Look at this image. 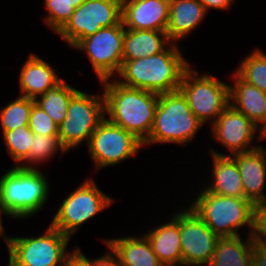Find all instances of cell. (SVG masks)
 Returning <instances> with one entry per match:
<instances>
[{"instance_id":"6da1fadb","label":"cell","mask_w":266,"mask_h":266,"mask_svg":"<svg viewBox=\"0 0 266 266\" xmlns=\"http://www.w3.org/2000/svg\"><path fill=\"white\" fill-rule=\"evenodd\" d=\"M112 81H101L104 85L105 116L144 142L153 127L159 94Z\"/></svg>"},{"instance_id":"7a4b0ae2","label":"cell","mask_w":266,"mask_h":266,"mask_svg":"<svg viewBox=\"0 0 266 266\" xmlns=\"http://www.w3.org/2000/svg\"><path fill=\"white\" fill-rule=\"evenodd\" d=\"M170 43L152 56L123 61L117 80L121 84L156 94L178 91L183 73L190 67L181 51Z\"/></svg>"},{"instance_id":"3957f363","label":"cell","mask_w":266,"mask_h":266,"mask_svg":"<svg viewBox=\"0 0 266 266\" xmlns=\"http://www.w3.org/2000/svg\"><path fill=\"white\" fill-rule=\"evenodd\" d=\"M48 183L38 168L12 167L0 178V207L9 217H30L47 203Z\"/></svg>"},{"instance_id":"277c9868","label":"cell","mask_w":266,"mask_h":266,"mask_svg":"<svg viewBox=\"0 0 266 266\" xmlns=\"http://www.w3.org/2000/svg\"><path fill=\"white\" fill-rule=\"evenodd\" d=\"M202 125L179 90L159 94L153 127L143 146L157 143L186 145Z\"/></svg>"},{"instance_id":"5b68a950","label":"cell","mask_w":266,"mask_h":266,"mask_svg":"<svg viewBox=\"0 0 266 266\" xmlns=\"http://www.w3.org/2000/svg\"><path fill=\"white\" fill-rule=\"evenodd\" d=\"M189 207L219 237L237 236L244 226L253 229V203L245 198L223 196L205 188Z\"/></svg>"},{"instance_id":"8992f818","label":"cell","mask_w":266,"mask_h":266,"mask_svg":"<svg viewBox=\"0 0 266 266\" xmlns=\"http://www.w3.org/2000/svg\"><path fill=\"white\" fill-rule=\"evenodd\" d=\"M178 90L202 124L209 120L212 125L230 105V85L207 73L199 75L191 66L183 73Z\"/></svg>"},{"instance_id":"52a82bcc","label":"cell","mask_w":266,"mask_h":266,"mask_svg":"<svg viewBox=\"0 0 266 266\" xmlns=\"http://www.w3.org/2000/svg\"><path fill=\"white\" fill-rule=\"evenodd\" d=\"M113 201L98 188L94 179L88 178L65 197L50 225L71 238L83 223L107 209Z\"/></svg>"},{"instance_id":"ba28073f","label":"cell","mask_w":266,"mask_h":266,"mask_svg":"<svg viewBox=\"0 0 266 266\" xmlns=\"http://www.w3.org/2000/svg\"><path fill=\"white\" fill-rule=\"evenodd\" d=\"M105 118L104 95L78 91L69 102L66 118L59 126V136L67 151L82 142L88 145L91 135Z\"/></svg>"},{"instance_id":"9c48e42d","label":"cell","mask_w":266,"mask_h":266,"mask_svg":"<svg viewBox=\"0 0 266 266\" xmlns=\"http://www.w3.org/2000/svg\"><path fill=\"white\" fill-rule=\"evenodd\" d=\"M70 237L48 226L36 237H11L9 259L12 266H62Z\"/></svg>"},{"instance_id":"30bf717a","label":"cell","mask_w":266,"mask_h":266,"mask_svg":"<svg viewBox=\"0 0 266 266\" xmlns=\"http://www.w3.org/2000/svg\"><path fill=\"white\" fill-rule=\"evenodd\" d=\"M121 21L122 0H85L56 34L74 47L81 39Z\"/></svg>"},{"instance_id":"8fae6325","label":"cell","mask_w":266,"mask_h":266,"mask_svg":"<svg viewBox=\"0 0 266 266\" xmlns=\"http://www.w3.org/2000/svg\"><path fill=\"white\" fill-rule=\"evenodd\" d=\"M143 146L133 133L112 123L106 117L91 135L88 152L95 170L115 166L123 160L135 156Z\"/></svg>"},{"instance_id":"7c38bea8","label":"cell","mask_w":266,"mask_h":266,"mask_svg":"<svg viewBox=\"0 0 266 266\" xmlns=\"http://www.w3.org/2000/svg\"><path fill=\"white\" fill-rule=\"evenodd\" d=\"M123 21L118 25L103 27L95 34L81 39L76 50L86 52L100 82L111 79L120 72L123 65Z\"/></svg>"},{"instance_id":"4fadbf2b","label":"cell","mask_w":266,"mask_h":266,"mask_svg":"<svg viewBox=\"0 0 266 266\" xmlns=\"http://www.w3.org/2000/svg\"><path fill=\"white\" fill-rule=\"evenodd\" d=\"M217 236L189 207L180 211L182 265H209L216 248Z\"/></svg>"},{"instance_id":"5bb4252c","label":"cell","mask_w":266,"mask_h":266,"mask_svg":"<svg viewBox=\"0 0 266 266\" xmlns=\"http://www.w3.org/2000/svg\"><path fill=\"white\" fill-rule=\"evenodd\" d=\"M212 138L223 144L230 156L236 153L253 150L259 145L251 146L254 137L261 140V129L244 114L229 105L211 125ZM259 131V132H258ZM251 146V147H250Z\"/></svg>"},{"instance_id":"9a60e30c","label":"cell","mask_w":266,"mask_h":266,"mask_svg":"<svg viewBox=\"0 0 266 266\" xmlns=\"http://www.w3.org/2000/svg\"><path fill=\"white\" fill-rule=\"evenodd\" d=\"M169 11V0H122L125 29L166 32Z\"/></svg>"},{"instance_id":"2e32d148","label":"cell","mask_w":266,"mask_h":266,"mask_svg":"<svg viewBox=\"0 0 266 266\" xmlns=\"http://www.w3.org/2000/svg\"><path fill=\"white\" fill-rule=\"evenodd\" d=\"M239 167L243 182L244 198L252 203L266 200V148L259 147L231 155Z\"/></svg>"},{"instance_id":"e0dca14e","label":"cell","mask_w":266,"mask_h":266,"mask_svg":"<svg viewBox=\"0 0 266 266\" xmlns=\"http://www.w3.org/2000/svg\"><path fill=\"white\" fill-rule=\"evenodd\" d=\"M165 224L143 234L164 266H182L180 210Z\"/></svg>"},{"instance_id":"ac0fdd59","label":"cell","mask_w":266,"mask_h":266,"mask_svg":"<svg viewBox=\"0 0 266 266\" xmlns=\"http://www.w3.org/2000/svg\"><path fill=\"white\" fill-rule=\"evenodd\" d=\"M20 70L21 96L34 100L62 80L50 63L34 53L28 56Z\"/></svg>"},{"instance_id":"d6986e66","label":"cell","mask_w":266,"mask_h":266,"mask_svg":"<svg viewBox=\"0 0 266 266\" xmlns=\"http://www.w3.org/2000/svg\"><path fill=\"white\" fill-rule=\"evenodd\" d=\"M213 163L210 185L204 188L214 194L244 198L243 182L235 159L227 154L210 150Z\"/></svg>"},{"instance_id":"ffe728a7","label":"cell","mask_w":266,"mask_h":266,"mask_svg":"<svg viewBox=\"0 0 266 266\" xmlns=\"http://www.w3.org/2000/svg\"><path fill=\"white\" fill-rule=\"evenodd\" d=\"M232 77L230 105L262 129L266 124V92L243 81L235 71Z\"/></svg>"},{"instance_id":"44dd1931","label":"cell","mask_w":266,"mask_h":266,"mask_svg":"<svg viewBox=\"0 0 266 266\" xmlns=\"http://www.w3.org/2000/svg\"><path fill=\"white\" fill-rule=\"evenodd\" d=\"M207 11L199 0H171L166 29L169 40L175 43L188 36L203 22Z\"/></svg>"},{"instance_id":"7402d4cb","label":"cell","mask_w":266,"mask_h":266,"mask_svg":"<svg viewBox=\"0 0 266 266\" xmlns=\"http://www.w3.org/2000/svg\"><path fill=\"white\" fill-rule=\"evenodd\" d=\"M104 243L117 254L123 266H164L143 234L104 239Z\"/></svg>"},{"instance_id":"603a6c76","label":"cell","mask_w":266,"mask_h":266,"mask_svg":"<svg viewBox=\"0 0 266 266\" xmlns=\"http://www.w3.org/2000/svg\"><path fill=\"white\" fill-rule=\"evenodd\" d=\"M170 43L166 32L125 29L123 61L137 60L160 53Z\"/></svg>"},{"instance_id":"cb8c5ba5","label":"cell","mask_w":266,"mask_h":266,"mask_svg":"<svg viewBox=\"0 0 266 266\" xmlns=\"http://www.w3.org/2000/svg\"><path fill=\"white\" fill-rule=\"evenodd\" d=\"M247 237V241L240 235L219 237L208 266H251L256 241L249 234Z\"/></svg>"},{"instance_id":"d4e9b609","label":"cell","mask_w":266,"mask_h":266,"mask_svg":"<svg viewBox=\"0 0 266 266\" xmlns=\"http://www.w3.org/2000/svg\"><path fill=\"white\" fill-rule=\"evenodd\" d=\"M76 88L61 80L55 86L37 97L35 103L40 106L52 120L60 126L66 118L71 98L78 92Z\"/></svg>"},{"instance_id":"484cf974","label":"cell","mask_w":266,"mask_h":266,"mask_svg":"<svg viewBox=\"0 0 266 266\" xmlns=\"http://www.w3.org/2000/svg\"><path fill=\"white\" fill-rule=\"evenodd\" d=\"M30 151L28 158L23 162L24 164L17 165L20 168H36L30 164H40L41 162L48 160L50 157H53L58 150L61 151V155L65 152H68L66 148L62 145L60 136H47L39 135L33 133L32 144L30 145Z\"/></svg>"},{"instance_id":"4316f807","label":"cell","mask_w":266,"mask_h":266,"mask_svg":"<svg viewBox=\"0 0 266 266\" xmlns=\"http://www.w3.org/2000/svg\"><path fill=\"white\" fill-rule=\"evenodd\" d=\"M263 50H253L239 64L236 74L250 85L266 92V54Z\"/></svg>"},{"instance_id":"83f0119b","label":"cell","mask_w":266,"mask_h":266,"mask_svg":"<svg viewBox=\"0 0 266 266\" xmlns=\"http://www.w3.org/2000/svg\"><path fill=\"white\" fill-rule=\"evenodd\" d=\"M34 102V99L20 96L0 109L2 132L29 125L30 112Z\"/></svg>"},{"instance_id":"f1b7e54d","label":"cell","mask_w":266,"mask_h":266,"mask_svg":"<svg viewBox=\"0 0 266 266\" xmlns=\"http://www.w3.org/2000/svg\"><path fill=\"white\" fill-rule=\"evenodd\" d=\"M5 144L9 155L14 162L21 163L28 158L33 132L28 125H23L11 131L3 132Z\"/></svg>"},{"instance_id":"f546056e","label":"cell","mask_w":266,"mask_h":266,"mask_svg":"<svg viewBox=\"0 0 266 266\" xmlns=\"http://www.w3.org/2000/svg\"><path fill=\"white\" fill-rule=\"evenodd\" d=\"M85 0H44L47 15L45 22L48 27L57 33L70 19L75 9Z\"/></svg>"},{"instance_id":"4dcf8cb0","label":"cell","mask_w":266,"mask_h":266,"mask_svg":"<svg viewBox=\"0 0 266 266\" xmlns=\"http://www.w3.org/2000/svg\"><path fill=\"white\" fill-rule=\"evenodd\" d=\"M28 126L34 134L47 136L59 135V126L35 102L32 105Z\"/></svg>"},{"instance_id":"1f68e13d","label":"cell","mask_w":266,"mask_h":266,"mask_svg":"<svg viewBox=\"0 0 266 266\" xmlns=\"http://www.w3.org/2000/svg\"><path fill=\"white\" fill-rule=\"evenodd\" d=\"M251 236L261 244H266V200L253 203V229Z\"/></svg>"},{"instance_id":"d6a6232c","label":"cell","mask_w":266,"mask_h":266,"mask_svg":"<svg viewBox=\"0 0 266 266\" xmlns=\"http://www.w3.org/2000/svg\"><path fill=\"white\" fill-rule=\"evenodd\" d=\"M62 266H90V261L76 246L72 253L65 256Z\"/></svg>"},{"instance_id":"836d02e7","label":"cell","mask_w":266,"mask_h":266,"mask_svg":"<svg viewBox=\"0 0 266 266\" xmlns=\"http://www.w3.org/2000/svg\"><path fill=\"white\" fill-rule=\"evenodd\" d=\"M110 252L106 251L104 256L97 259H89L90 266H123L117 254L108 246Z\"/></svg>"},{"instance_id":"e575fe53","label":"cell","mask_w":266,"mask_h":266,"mask_svg":"<svg viewBox=\"0 0 266 266\" xmlns=\"http://www.w3.org/2000/svg\"><path fill=\"white\" fill-rule=\"evenodd\" d=\"M251 266H266V244L254 243Z\"/></svg>"},{"instance_id":"d590c367","label":"cell","mask_w":266,"mask_h":266,"mask_svg":"<svg viewBox=\"0 0 266 266\" xmlns=\"http://www.w3.org/2000/svg\"><path fill=\"white\" fill-rule=\"evenodd\" d=\"M199 2L204 6L205 10L208 12V10L210 9L227 10L234 3V0H199Z\"/></svg>"},{"instance_id":"8d00e7d4","label":"cell","mask_w":266,"mask_h":266,"mask_svg":"<svg viewBox=\"0 0 266 266\" xmlns=\"http://www.w3.org/2000/svg\"><path fill=\"white\" fill-rule=\"evenodd\" d=\"M2 214L9 216V214L0 207V235H2V236L4 235L3 239H4L5 243H6V246L8 247V251H9L11 237H8V236L6 237V235L3 233L4 228L2 226V218H1Z\"/></svg>"},{"instance_id":"74e56055","label":"cell","mask_w":266,"mask_h":266,"mask_svg":"<svg viewBox=\"0 0 266 266\" xmlns=\"http://www.w3.org/2000/svg\"><path fill=\"white\" fill-rule=\"evenodd\" d=\"M260 136H261V140H265V139H266V124H265V126L261 129V131H260Z\"/></svg>"}]
</instances>
